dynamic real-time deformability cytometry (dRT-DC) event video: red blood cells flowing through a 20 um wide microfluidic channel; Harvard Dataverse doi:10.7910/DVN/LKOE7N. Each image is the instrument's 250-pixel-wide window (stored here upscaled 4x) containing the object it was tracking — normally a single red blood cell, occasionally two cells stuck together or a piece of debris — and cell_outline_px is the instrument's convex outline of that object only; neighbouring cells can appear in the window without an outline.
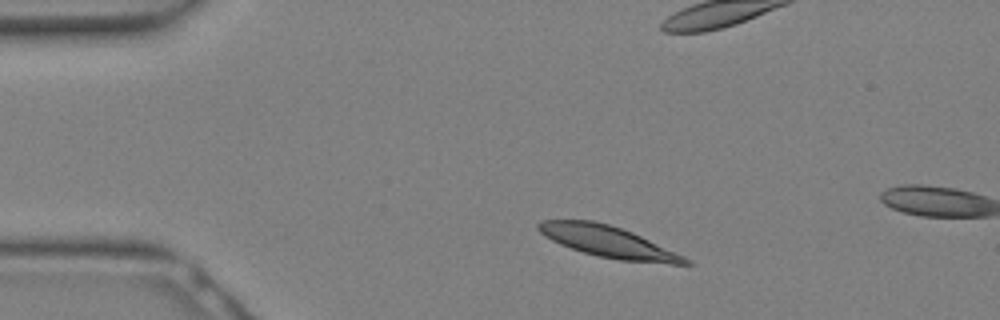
{"species": "Egyptian fruit bat (a non-hibernating species)", "species_latin": "Rousettus aegyptiacus", "temperature_condition": "warm", "stored_images_in_passage": 4, "camera_frame_rate_fps": 3000, "um_per_image_px": 0.085, "animal": {"sex": "female"}, "frame": {"image": 1, "passage_image": 1, "time_ms": 0.0, "image_size_px": [1000, 320], "cell_outline_px": [[692, 264], [672, 264], [620, 260], [600, 256], [584, 252], [560, 244], [544, 236], [536, 228], [536, 224], [540, 220], [592, 220], [608, 224], [632, 232], [684, 256], [692, 260]], "centroid_in_image_um": [51.68, 20.54], "position_along_channel_um": 33.3, "area_um2": 26.53}}